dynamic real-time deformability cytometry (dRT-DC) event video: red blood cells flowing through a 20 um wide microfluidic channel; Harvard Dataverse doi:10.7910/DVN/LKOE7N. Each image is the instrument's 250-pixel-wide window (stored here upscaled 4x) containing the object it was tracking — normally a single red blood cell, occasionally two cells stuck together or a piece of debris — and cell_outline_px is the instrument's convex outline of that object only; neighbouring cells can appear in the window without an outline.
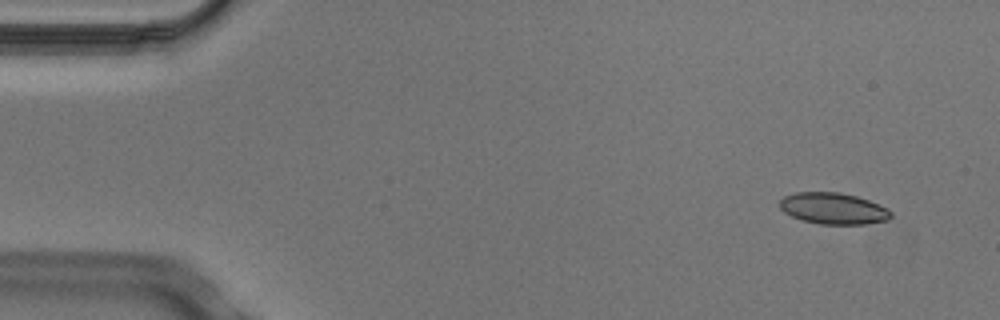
{"species": "Egyptian fruit bat (a non-hibernating species)", "species_latin": "Rousettus aegyptiacus", "temperature_condition": "cold", "stored_images_in_passage": 4, "camera_frame_rate_fps": 3000, "um_per_image_px": 0.085, "animal": {"sex": "male"}, "frame": {"image": 1, "passage_image": 1, "time_ms": 0.0, "image_size_px": [1000, 320], "cell_outline_px": [[892, 216], [888, 220], [864, 224], [820, 224], [800, 220], [784, 212], [780, 208], [780, 200], [784, 196], [796, 192], [840, 192], [856, 196], [880, 204], [888, 208], [892, 212]], "centroid_in_image_um": [70.84, 17.72], "position_along_channel_um": 14.2, "area_um2": 20.46}}